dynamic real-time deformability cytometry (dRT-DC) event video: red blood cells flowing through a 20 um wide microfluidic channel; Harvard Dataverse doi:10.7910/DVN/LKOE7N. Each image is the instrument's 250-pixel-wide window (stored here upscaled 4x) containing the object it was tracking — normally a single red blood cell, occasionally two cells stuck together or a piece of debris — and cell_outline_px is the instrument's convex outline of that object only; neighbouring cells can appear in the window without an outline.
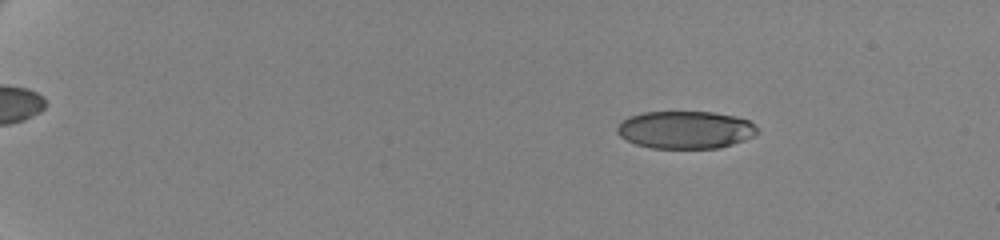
{"species": "human", "species_latin": "Homo sapiens", "temperature_condition": "cold", "stored_images_in_passage": 52, "camera_frame_rate_fps": 3000, "um_per_image_px": 0.085, "donor": {"sex": "female"}, "frame": {"image": 1, "passage_image": 2, "time_ms": 0.333, "image_size_px": [1000, 240], "cell_outline_px": [[760, 132], [744, 140], [720, 148], [652, 148], [636, 144], [620, 136], [616, 132], [616, 128], [628, 116], [644, 112], [712, 112], [736, 116], [748, 120]], "centroid_in_image_um": [58.26, 11.03], "position_along_channel_um": 26.7, "area_um2": 30.63}}
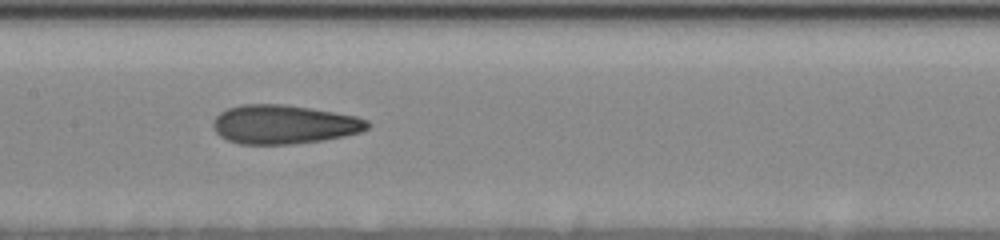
{"frame": {"image": 2, "passage_image": 26, "time_ms": 8.333, "image_size_px": [1000, 240], "cell_outline_px": [[372, 124], [368, 128], [360, 132], [344, 136], [320, 140], [288, 144], [240, 144], [228, 140], [220, 136], [216, 132], [212, 124], [216, 116], [220, 112], [228, 108], [240, 104], [284, 104], [356, 116], [368, 120]], "centroid_in_image_um": [24.12, 10.57], "position_along_channel_um": 183.3, "area_um2": 34.85}}
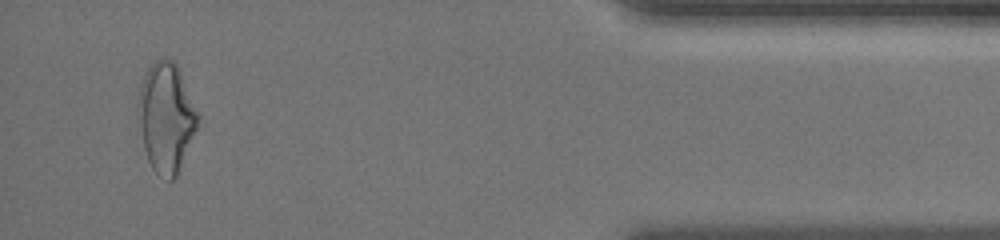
{"frame": {"image": 3, "passage_image": 50, "time_ms": 16.333, "image_size_px": [1000, 240], "cell_outline_px": [[200, 120], [176, 176], [172, 180], [168, 180], [156, 172], [152, 168], [148, 160], [144, 148], [136, 104], [140, 88], [144, 76], [148, 68], [156, 60], [164, 56], [172, 60], [180, 68], [200, 116]], "centroid_in_image_um": [14.13, 9.92], "position_along_channel_um": 421.1, "area_um2": 38.03}, "authors_computed_cell_mechanics": {"area_um2": 34.102, "velocity_mm_per_s": 3.5173, "shape_relaxation_time_tau1_ms": null, "shape_relaxation_time_tau2_ms": 2.128, "deformation_change_tau1": null, "deformation_change_tau2": 0.1145}}